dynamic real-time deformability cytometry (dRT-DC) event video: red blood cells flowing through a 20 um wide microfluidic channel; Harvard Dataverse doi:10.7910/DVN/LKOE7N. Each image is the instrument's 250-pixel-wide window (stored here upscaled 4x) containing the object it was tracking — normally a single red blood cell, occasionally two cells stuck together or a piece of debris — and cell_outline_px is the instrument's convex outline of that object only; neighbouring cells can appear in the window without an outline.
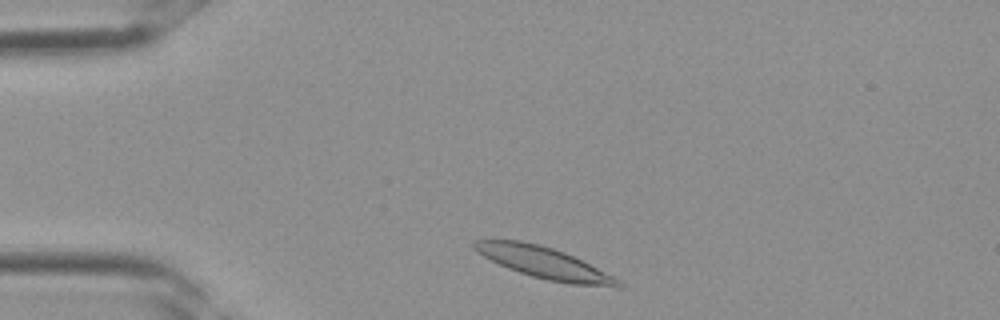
{"species": "Egyptian fruit bat (a non-hibernating species)", "species_latin": "Rousettus aegyptiacus", "temperature_condition": "room temperature", "stored_images_in_passage": 2, "camera_frame_rate_fps": 3000, "um_per_image_px": 0.085, "frame": {"image": 1, "passage_image": 1, "time_ms": 0.0, "image_size_px": [1000, 320], "cell_outline_px": [[624, 284], [620, 288], [616, 288], [568, 284], [548, 280], [532, 276], [508, 268], [476, 252], [472, 248], [472, 244], [476, 240], [520, 240], [552, 248], [564, 252], [620, 280]], "centroid_in_image_um": [46.26, 22.36], "position_along_channel_um": 38.7, "area_um2": 26.01}}